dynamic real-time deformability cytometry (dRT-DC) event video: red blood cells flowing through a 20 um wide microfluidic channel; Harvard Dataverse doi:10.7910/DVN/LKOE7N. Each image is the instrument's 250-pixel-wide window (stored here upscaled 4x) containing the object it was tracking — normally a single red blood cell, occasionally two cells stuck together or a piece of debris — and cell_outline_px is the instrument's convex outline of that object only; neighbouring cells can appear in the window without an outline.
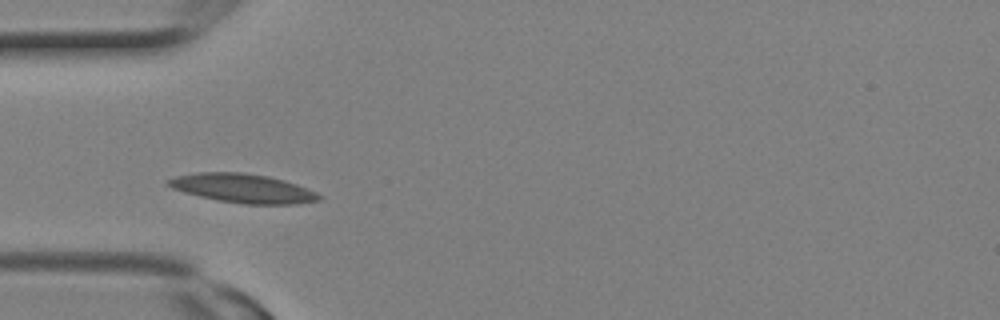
{"species": "Egyptian fruit bat (a non-hibernating species)", "species_latin": "Rousettus aegyptiacus", "temperature_condition": "room temperature", "stored_images_in_passage": 1, "camera_frame_rate_fps": 3000, "um_per_image_px": 0.085, "animal": {"sex": "female"}, "frame": {"image": 1, "passage_image": 1, "time_ms": 0.0, "image_size_px": [1000, 320], "cell_outline_px": [[324, 196], [320, 200], [296, 204], [244, 204], [220, 200], [200, 196], [184, 192], [172, 188], [164, 184], [164, 180], [176, 176], [196, 172], [244, 172], [268, 176], [284, 180], [308, 188]], "centroid_in_image_um": [20.64, 16.0], "position_along_channel_um": 64.4, "area_um2": 25.61}}